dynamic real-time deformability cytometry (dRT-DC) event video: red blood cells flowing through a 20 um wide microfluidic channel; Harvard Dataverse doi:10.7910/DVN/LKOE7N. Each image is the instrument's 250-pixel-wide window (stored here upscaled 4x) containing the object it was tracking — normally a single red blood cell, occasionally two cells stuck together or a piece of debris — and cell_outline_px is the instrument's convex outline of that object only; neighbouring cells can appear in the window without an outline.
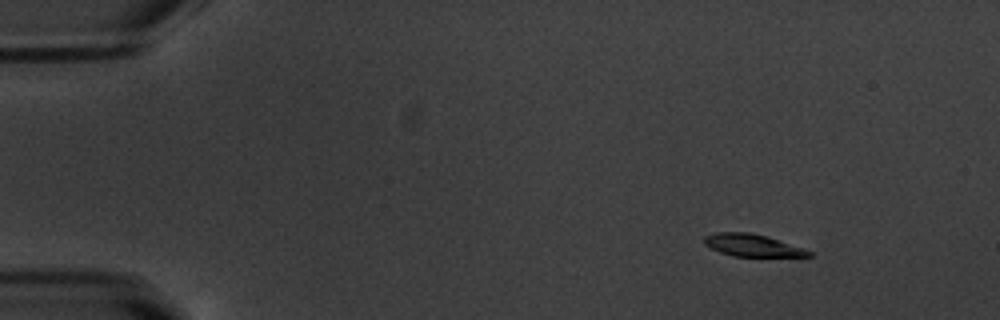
{"species": "common noctule bat (a hibernating species)", "species_latin": "Nyctalus noctula", "temperature_condition": "warm", "stored_images_in_passage": 49, "camera_frame_rate_fps": 3000, "um_per_image_px": 0.085, "animal": {"sex": "male", "body_mass_g": 20.1, "forearm_length_mm": 53.5}, "frame": {"image": 1, "passage_image": 1, "time_ms": 0.0, "image_size_px": [1000, 320], "cell_outline_px": [[812, 256], [732, 256], [720, 252], [704, 244], [704, 236], [716, 232], [748, 232], [768, 236], [804, 248], [812, 252]], "centroid_in_image_um": [63.95, 20.84], "position_along_channel_um": 21.1, "area_um2": 13.53}}
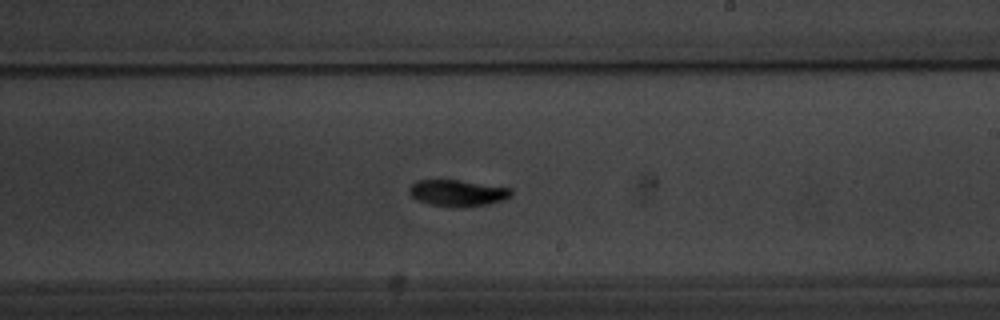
{"frame": {"image": 2, "passage_image": 27, "time_ms": 8.667, "image_size_px": [1000, 320], "cell_outline_px": [[512, 196], [504, 200], [488, 204], [464, 208], [428, 204], [416, 200], [408, 192], [408, 188], [416, 180], [460, 180], [512, 188]], "centroid_in_image_um": [38.9, 16.41], "position_along_channel_um": 250.1, "area_um2": 15.95}}
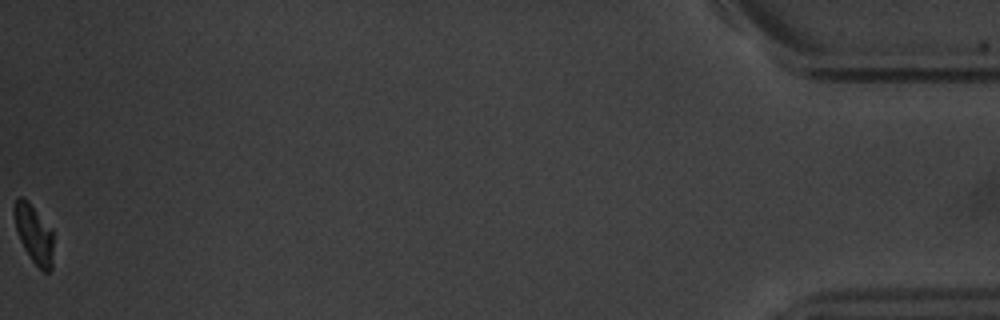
{"frame": {"image": 3, "passage_image": 49, "time_ms": 16.0, "image_size_px": [1000, 320], "cell_outline_px": [[52, 268], [48, 272], [44, 272], [32, 260], [24, 248], [20, 240], [16, 228], [12, 212], [12, 208], [16, 200], [20, 196], [24, 196], [28, 200], [52, 228]], "centroid_in_image_um": [2.87, 19.82], "position_along_channel_um": 432.3, "area_um2": 13.47}, "authors_computed_cell_mechanics": {"area_um2": 15.0858, "velocity_mm_per_s": 3.7558, "shape_relaxation_time_tau1_ms": 2.1671, "shape_relaxation_time_tau2_ms": null, "deformation_change_tau1": 0.1484, "deformation_change_tau2": null}}